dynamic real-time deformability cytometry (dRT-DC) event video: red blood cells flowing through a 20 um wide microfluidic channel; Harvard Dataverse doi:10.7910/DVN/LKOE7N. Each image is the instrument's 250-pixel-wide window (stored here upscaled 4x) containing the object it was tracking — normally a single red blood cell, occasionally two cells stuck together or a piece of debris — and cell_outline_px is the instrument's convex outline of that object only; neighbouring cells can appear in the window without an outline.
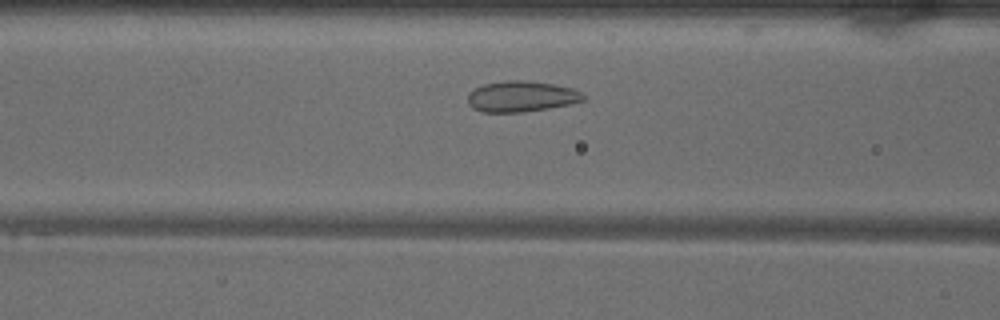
{"species": "common noctule bat (a hibernating species)", "species_latin": "Nyctalus noctula", "temperature_condition": "warm", "stored_images_in_passage": 35, "camera_frame_rate_fps": 3000, "um_per_image_px": 0.085, "animal": {"sex": "male", "body_mass_g": 18.8}, "frame": {"image": 1, "passage_image": 14, "time_ms": 4.333, "image_size_px": [1000, 320], "cell_outline_px": [[584, 100], [568, 104], [548, 108], [524, 112], [484, 112], [472, 108], [468, 104], [468, 92], [484, 84], [508, 80], [524, 80], [556, 84], [572, 88], [584, 92]], "centroid_in_image_um": [44.32, 8.19], "position_along_channel_um": 122.3, "area_um2": 20.81}}
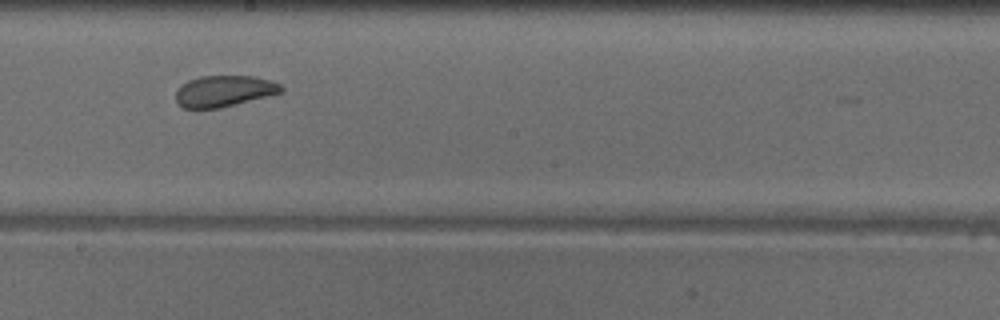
{"frame": {"image": 2, "passage_image": 22, "time_ms": 7.0, "image_size_px": [1000, 320], "cell_outline_px": [[284, 92], [220, 108], [184, 108], [176, 104], [176, 92], [180, 84], [188, 80], [200, 76], [256, 76], [272, 80], [280, 84], [284, 88]], "centroid_in_image_um": [19.05, 7.73], "position_along_channel_um": 229.1, "area_um2": 19.42}}
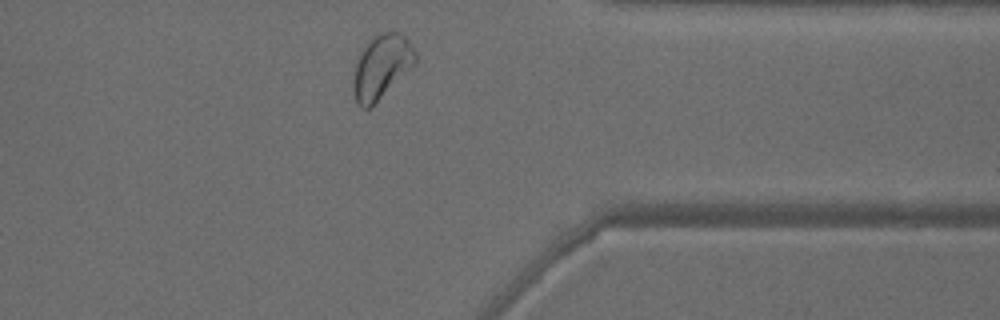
{"frame": {"image": 3, "passage_image": 34, "time_ms": 11.0, "image_size_px": [1000, 320], "cell_outline_px": [[416, 64], [368, 108], [360, 108], [356, 100], [352, 88], [352, 80], [356, 64], [364, 44], [372, 36], [380, 32], [400, 32], [412, 44], [416, 52]], "centroid_in_image_um": [32.42, 5.62], "position_along_channel_um": 379.0, "area_um2": 23.0}, "authors_computed_cell_mechanics": {"area_um2": 20.7502, "velocity_mm_per_s": 4.0108, "shape_relaxation_time_tau1_ms": 2.5504, "shape_relaxation_time_tau2_ms": 0.8082, "deformation_change_tau1": 0.0784, "deformation_change_tau2": 0.0506}}